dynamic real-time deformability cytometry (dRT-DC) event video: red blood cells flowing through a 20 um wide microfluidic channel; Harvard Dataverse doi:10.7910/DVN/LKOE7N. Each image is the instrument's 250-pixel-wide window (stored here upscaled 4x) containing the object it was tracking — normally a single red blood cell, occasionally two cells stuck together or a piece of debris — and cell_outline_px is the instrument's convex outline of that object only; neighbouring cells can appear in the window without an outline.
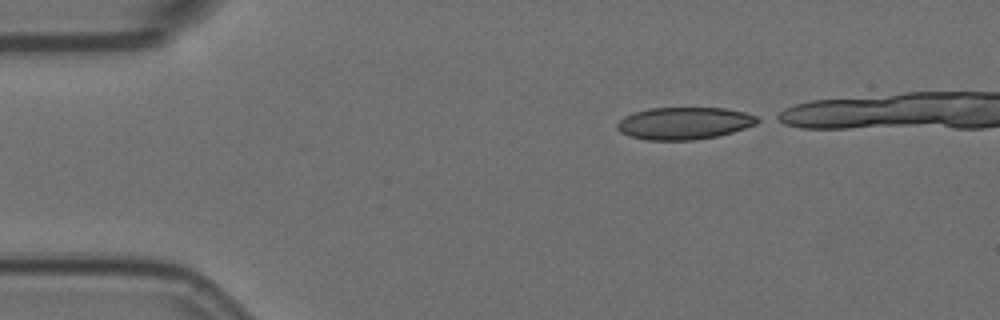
{"species": "Egyptian fruit bat (a non-hibernating species)", "species_latin": "Rousettus aegyptiacus", "temperature_condition": "room temperature", "stored_images_in_passage": 38, "camera_frame_rate_fps": 3000, "um_per_image_px": 0.085, "animal": {"sex": "female"}, "frame": {"image": 1, "passage_image": 1, "time_ms": 0.0, "image_size_px": [1000, 320], "cell_outline_px": [[764, 120], [756, 124], [732, 132], [716, 136], [692, 140], [648, 140], [628, 136], [620, 132], [616, 128], [616, 124], [624, 116], [648, 108], [724, 108], [744, 112], [756, 116]], "centroid_in_image_um": [58.15, 10.47], "position_along_channel_um": 26.9, "area_um2": 26.36}}
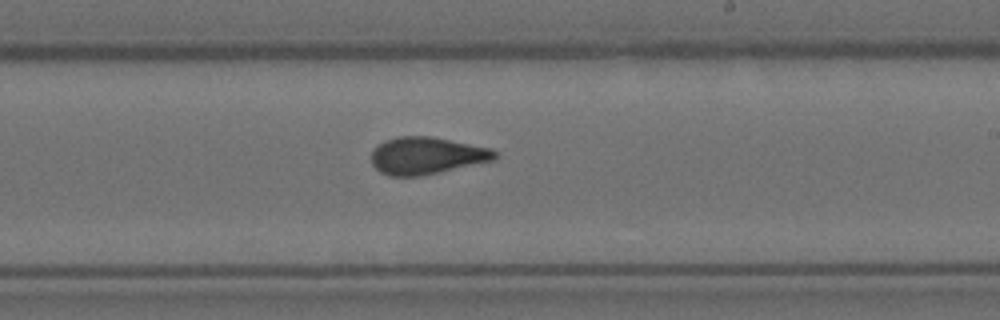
{"frame": {"image": 2, "passage_image": 25, "time_ms": 8.0, "image_size_px": [1000, 320], "cell_outline_px": [[496, 156], [492, 160], [440, 172], [420, 176], [388, 176], [380, 172], [372, 164], [372, 152], [384, 140], [400, 136], [432, 136], [492, 148], [496, 152]], "centroid_in_image_um": [36.25, 13.23], "position_along_channel_um": 252.8, "area_um2": 26.59}}
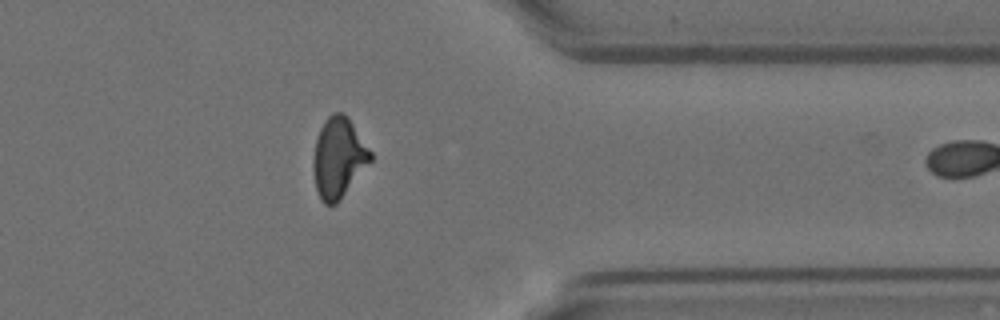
{"frame": {"image": 3, "passage_image": 37, "time_ms": 12.0, "image_size_px": [1000, 320], "cell_outline_px": [[372, 160], [340, 200], [336, 204], [324, 204], [320, 200], [316, 188], [312, 168], [312, 160], [316, 140], [320, 128], [324, 120], [332, 112], [344, 112], [348, 116], [372, 152]], "centroid_in_image_um": [28.76, 13.39], "position_along_channel_um": 382.6, "area_um2": 26.99}}